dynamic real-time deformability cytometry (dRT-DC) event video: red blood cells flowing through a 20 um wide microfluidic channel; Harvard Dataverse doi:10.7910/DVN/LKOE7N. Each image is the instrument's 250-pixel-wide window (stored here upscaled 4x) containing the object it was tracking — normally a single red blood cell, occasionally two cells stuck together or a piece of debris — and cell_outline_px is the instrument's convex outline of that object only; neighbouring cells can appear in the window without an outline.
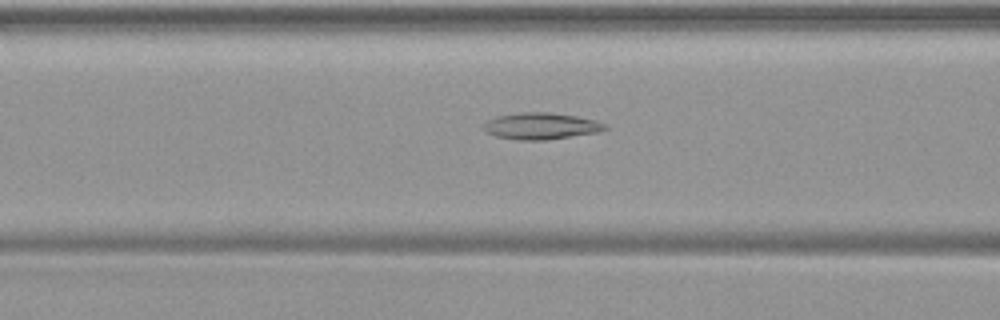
{"species": "common noctule bat (a hibernating species)", "species_latin": "Nyctalus noctula", "temperature_condition": "warm", "stored_images_in_passage": 49, "camera_frame_rate_fps": 3000, "um_per_image_px": 0.085, "animal": {"sex": "female", "body_mass_g": 19.9}, "frame": {"image": 1, "passage_image": 20, "time_ms": 6.333, "image_size_px": [1000, 320], "cell_outline_px": [[608, 128], [596, 132], [548, 140], [516, 140], [496, 136], [484, 132], [480, 128], [488, 120], [496, 116], [520, 112], [548, 112], [576, 116], [596, 120], [608, 124]], "centroid_in_image_um": [45.95, 10.71], "position_along_channel_um": 120.7, "area_um2": 19.02}}
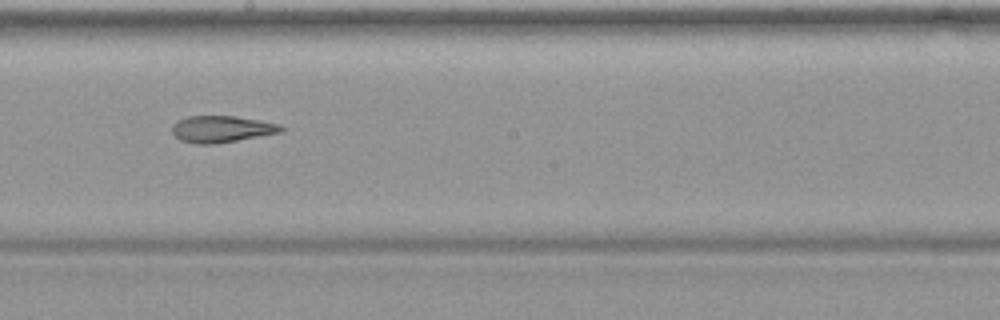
{"frame": {"image": 2, "passage_image": 28, "time_ms": 9.0, "image_size_px": [1000, 320], "cell_outline_px": [[284, 132], [216, 144], [196, 144], [180, 140], [172, 132], [172, 124], [176, 120], [188, 116], [236, 116], [260, 120], [280, 124], [284, 128]], "centroid_in_image_um": [18.85, 10.97], "position_along_channel_um": 229.4, "area_um2": 17.17}}
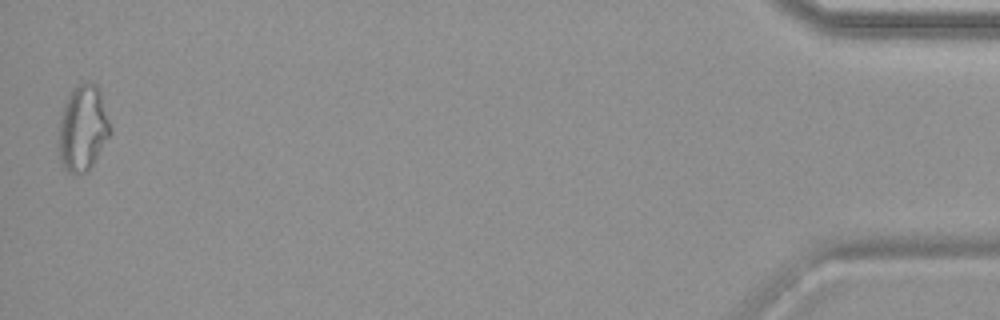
{"frame": {"image": 3, "passage_image": 49, "time_ms": 16.0, "image_size_px": [1000, 320], "cell_outline_px": [[112, 132], [88, 172], [68, 172], [64, 168], [60, 160], [56, 144], [60, 116], [68, 92], [72, 88], [88, 80], [96, 84], [100, 88], [112, 128]], "centroid_in_image_um": [7.03, 10.86], "position_along_channel_um": 428.2, "area_um2": 26.59}}